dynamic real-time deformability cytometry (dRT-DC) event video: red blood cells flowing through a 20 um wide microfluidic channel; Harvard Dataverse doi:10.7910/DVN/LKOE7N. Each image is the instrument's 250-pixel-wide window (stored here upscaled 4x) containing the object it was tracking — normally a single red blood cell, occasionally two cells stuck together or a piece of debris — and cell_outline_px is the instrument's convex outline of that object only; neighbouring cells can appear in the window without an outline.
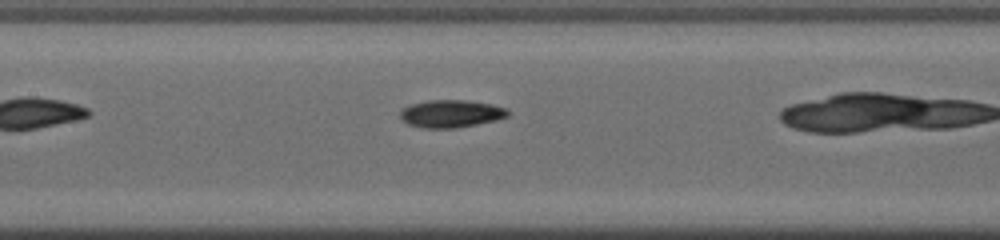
{"species": "common noctule bat (a hibernating species)", "species_latin": "Nyctalus noctula", "temperature_condition": "cold", "stored_images_in_passage": 24, "camera_frame_rate_fps": 3000, "um_per_image_px": 0.085, "animal": {"sex": "male", "body_mass_g": 19.0, "forearm_length_mm": 50.8}, "frame": {"image": 1, "passage_image": 8, "time_ms": 2.333, "image_size_px": [1000, 240], "cell_outline_px": [[504, 116], [488, 120], [468, 124], [416, 124], [408, 120], [404, 116], [404, 112], [408, 108], [420, 104], [480, 104], [500, 108], [504, 112]], "centroid_in_image_um": [38.4, 9.67], "position_along_channel_um": 169.0, "area_um2": 12.37}}